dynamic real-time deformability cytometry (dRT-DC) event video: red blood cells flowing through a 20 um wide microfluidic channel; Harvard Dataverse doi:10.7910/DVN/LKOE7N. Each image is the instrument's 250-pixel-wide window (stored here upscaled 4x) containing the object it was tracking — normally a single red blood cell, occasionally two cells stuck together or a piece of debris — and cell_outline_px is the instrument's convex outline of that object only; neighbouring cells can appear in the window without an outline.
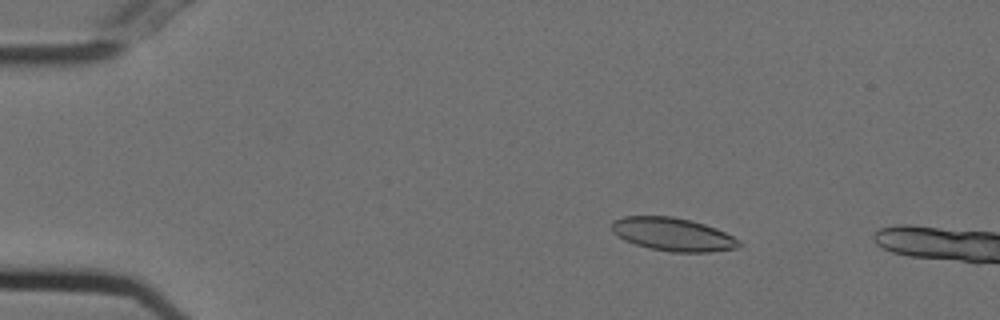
{"species": "Egyptian fruit bat (a non-hibernating species)", "species_latin": "Rousettus aegyptiacus", "temperature_condition": "cold", "stored_images_in_passage": 6, "camera_frame_rate_fps": 3000, "um_per_image_px": 0.085, "animal": {"sex": "female"}, "frame": {"image": 1, "passage_image": 2, "time_ms": 0.333, "image_size_px": [1000, 320], "cell_outline_px": [[740, 248], [712, 252], [672, 252], [648, 248], [624, 240], [616, 236], [612, 232], [612, 220], [624, 216], [672, 216], [704, 224], [716, 228], [740, 240]], "centroid_in_image_um": [57.18, 19.93], "position_along_channel_um": 27.8, "area_um2": 24.74}}